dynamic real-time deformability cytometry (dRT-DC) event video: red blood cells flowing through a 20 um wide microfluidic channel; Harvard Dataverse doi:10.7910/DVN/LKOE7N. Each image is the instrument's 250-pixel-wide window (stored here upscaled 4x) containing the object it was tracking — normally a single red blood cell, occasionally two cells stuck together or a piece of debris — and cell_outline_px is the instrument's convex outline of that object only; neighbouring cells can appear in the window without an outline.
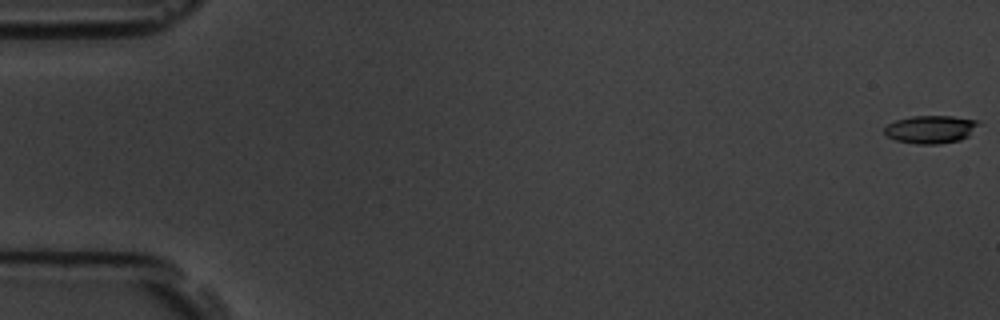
{"species": "common noctule bat (a hibernating species)", "species_latin": "Nyctalus noctula", "temperature_condition": "room temperature", "stored_images_in_passage": 7, "camera_frame_rate_fps": 3000, "um_per_image_px": 0.085, "animal": {"sex": "male", "body_mass_g": 19.5, "forearm_length_mm": 54.6}, "frame": {"image": 1, "passage_image": 1, "time_ms": 0.0, "image_size_px": [1000, 320], "cell_outline_px": [[980, 124], [968, 136], [960, 140], [940, 144], [916, 144], [896, 140], [888, 136], [884, 132], [884, 128], [888, 124], [896, 120], [912, 116], [952, 116], [980, 120]], "centroid_in_image_um": [79.14, 10.99], "position_along_channel_um": 5.9, "area_um2": 15.37}}
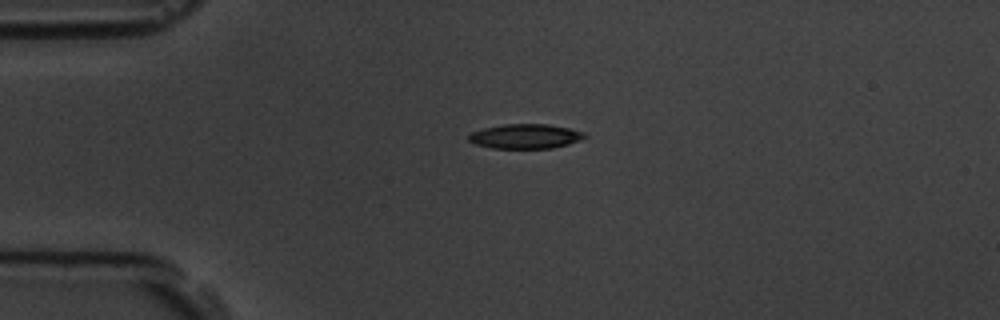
{"frame": {"image": 2, "passage_image": 5, "time_ms": 4.333, "image_size_px": [1000, 320], "cell_outline_px": [[588, 136], [580, 140], [568, 144], [552, 148], [492, 148], [476, 144], [468, 140], [468, 136], [472, 132], [484, 128], [504, 124], [548, 124], [568, 128], [584, 132]], "centroid_in_image_um": [44.67, 11.58], "position_along_channel_um": 40.3, "area_um2": 16.53}}
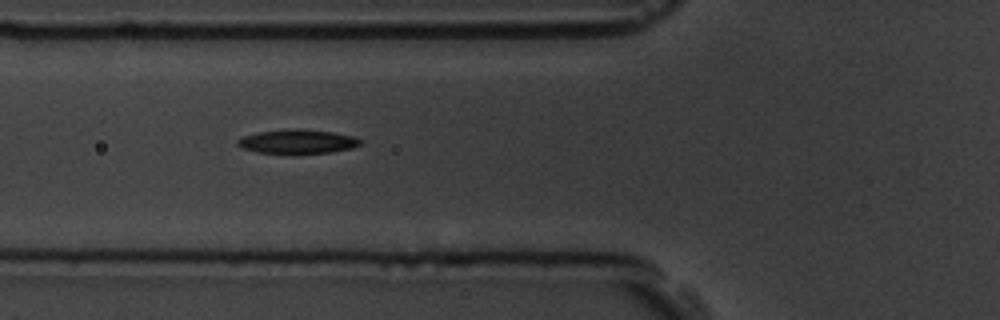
{"frame": {"image": 3, "passage_image": 7, "time_ms": 6.667, "image_size_px": [1000, 320], "cell_outline_px": [[360, 144], [352, 148], [328, 152], [256, 152], [244, 148], [236, 144], [236, 140], [240, 136], [256, 132], [288, 128], [296, 128], [332, 132], [352, 136], [360, 140]], "centroid_in_image_um": [25.21, 11.99], "position_along_channel_um": 100.6, "area_um2": 16.88}}